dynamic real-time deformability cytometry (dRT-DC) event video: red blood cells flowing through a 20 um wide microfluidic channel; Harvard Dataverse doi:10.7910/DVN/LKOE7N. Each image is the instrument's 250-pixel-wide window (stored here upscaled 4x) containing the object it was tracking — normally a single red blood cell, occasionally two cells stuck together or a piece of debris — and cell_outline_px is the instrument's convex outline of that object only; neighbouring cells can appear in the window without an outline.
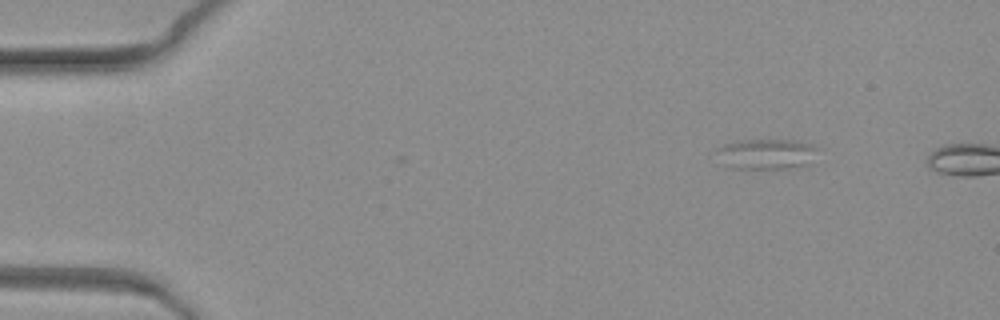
{"species": "common noctule bat (a hibernating species)", "species_latin": "Nyctalus noctula", "temperature_condition": "warm", "stored_images_in_passage": 4, "camera_frame_rate_fps": 3000, "um_per_image_px": 0.085, "animal": {"sex": "female", "body_mass_g": 19.3, "forearm_length_mm": 54.1}, "frame": {"image": 1, "passage_image": 1, "time_ms": 0.0, "image_size_px": [1000, 320], "cell_outline_px": [[820, 148], [808, 164], [788, 168], [732, 168], [724, 164], [716, 152], [716, 148], [724, 144], [744, 140], [792, 140], [808, 144]], "centroid_in_image_um": [65.13, 13.08], "position_along_channel_um": 19.9, "area_um2": 17.63}}